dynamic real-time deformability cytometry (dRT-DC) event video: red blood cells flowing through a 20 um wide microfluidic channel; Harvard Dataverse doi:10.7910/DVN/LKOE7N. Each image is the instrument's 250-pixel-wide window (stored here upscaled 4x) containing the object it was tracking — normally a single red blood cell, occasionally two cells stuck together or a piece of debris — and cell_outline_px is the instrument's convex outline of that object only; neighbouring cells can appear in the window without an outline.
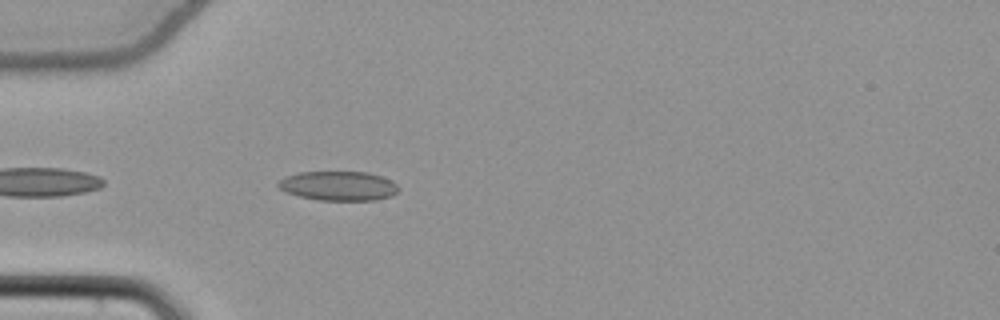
{"species": "common noctule bat (a hibernating species)", "species_latin": "Nyctalus noctula", "temperature_condition": "cold", "stored_images_in_passage": 40, "camera_frame_rate_fps": 3000, "um_per_image_px": 0.085, "animal": {"sex": "female", "body_mass_g": 22.7, "forearm_length_mm": 54.2}, "frame": {"image": 1, "passage_image": 3, "time_ms": 0.667, "image_size_px": [1000, 320], "cell_outline_px": [[400, 188], [392, 196], [376, 200], [320, 200], [300, 196], [288, 192], [280, 188], [276, 184], [284, 176], [296, 172], [368, 172], [392, 180]], "centroid_in_image_um": [28.78, 15.79], "position_along_channel_um": 56.2, "area_um2": 20.58}}
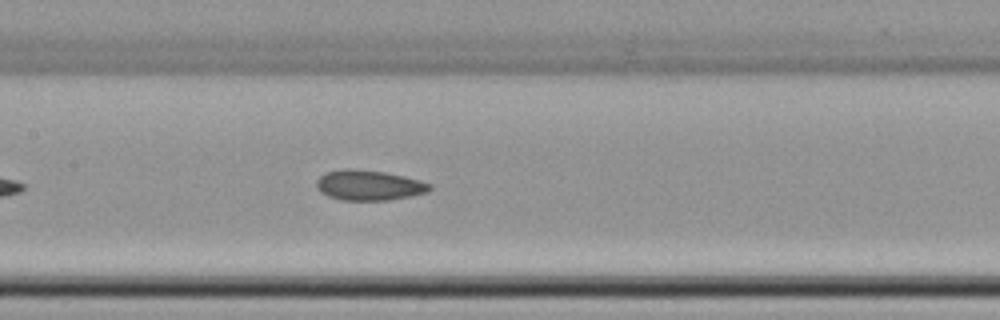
{"frame": {"image": 2, "passage_image": 13, "time_ms": 4.0, "image_size_px": [1000, 320], "cell_outline_px": [[432, 188], [428, 192], [388, 200], [340, 200], [328, 196], [320, 192], [316, 188], [316, 180], [324, 172], [340, 168], [356, 168], [384, 172], [404, 176], [420, 180], [432, 184]], "centroid_in_image_um": [31.31, 15.73], "position_along_channel_um": 176.1, "area_um2": 20.23}}
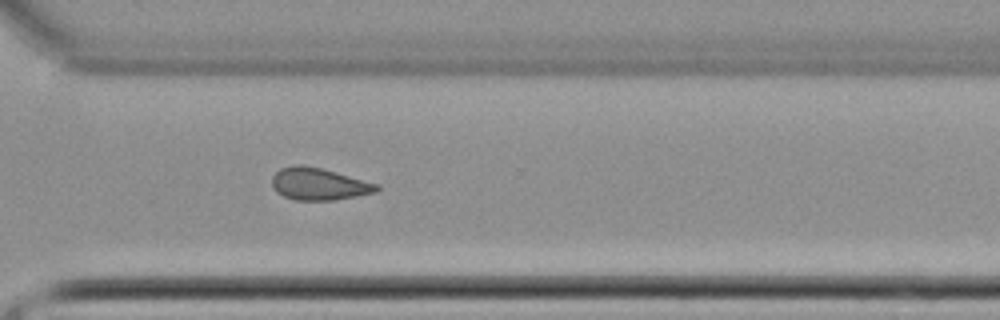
{"frame": {"image": 3, "passage_image": 26, "time_ms": 8.333, "image_size_px": [1000, 320], "cell_outline_px": [[380, 188], [376, 192], [332, 200], [296, 200], [284, 196], [276, 192], [272, 188], [272, 176], [280, 168], [292, 164], [304, 164], [336, 172], [380, 184]], "centroid_in_image_um": [27.07, 15.62], "position_along_channel_um": 343.5, "area_um2": 19.71}, "authors_computed_cell_mechanics": {"area_um2": 19.7965, "velocity_mm_per_s": 3.8614, "shape_relaxation_time_tau1_ms": 8.0971, "shape_relaxation_time_tau2_ms": 5.3429, "deformation_change_tau1": 0.0991, "deformation_change_tau2": 0.1084}}